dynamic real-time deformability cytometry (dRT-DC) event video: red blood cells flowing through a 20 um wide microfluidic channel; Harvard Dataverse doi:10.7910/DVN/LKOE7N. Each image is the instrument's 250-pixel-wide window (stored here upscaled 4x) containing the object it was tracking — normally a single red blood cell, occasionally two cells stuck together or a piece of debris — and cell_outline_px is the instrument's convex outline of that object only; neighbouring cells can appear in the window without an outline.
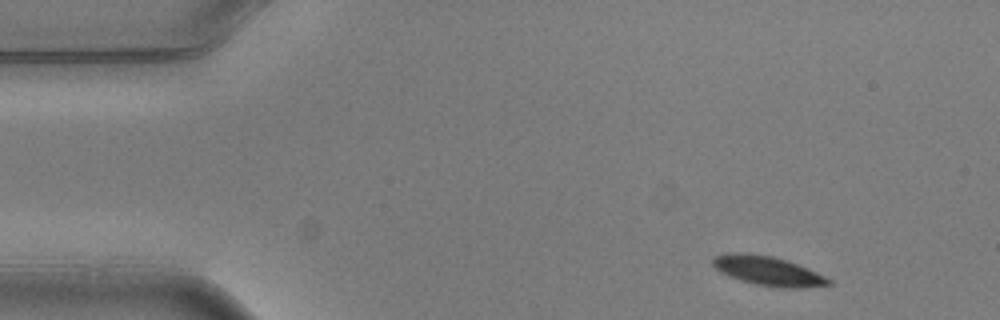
{"species": "common noctule bat (a hibernating species)", "species_latin": "Nyctalus noctula", "temperature_condition": "warm", "stored_images_in_passage": 3, "camera_frame_rate_fps": 3000, "um_per_image_px": 0.085, "animal": {"sex": "male", "body_mass_g": 20.5, "forearm_length_mm": 52.5}, "frame": {"image": 1, "passage_image": 1, "time_ms": 0.0, "image_size_px": [1000, 320], "cell_outline_px": [[832, 284], [800, 288], [780, 288], [756, 284], [728, 276], [720, 272], [712, 264], [712, 256], [728, 252], [740, 252], [772, 256], [808, 268], [832, 280]], "centroid_in_image_um": [65.23, 23.02], "position_along_channel_um": 19.8, "area_um2": 19.71}}
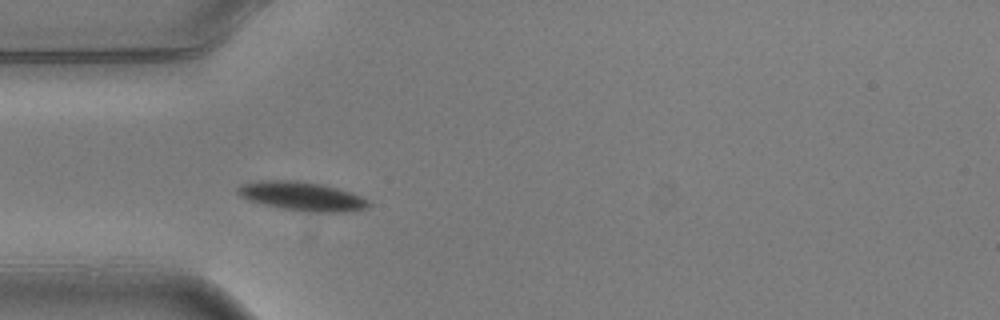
{"frame": {"image": 2, "passage_image": 3, "time_ms": 0.667, "image_size_px": [1000, 320], "cell_outline_px": [[372, 204], [368, 208], [344, 212], [300, 212], [280, 208], [248, 200], [240, 196], [236, 192], [236, 188], [240, 184], [260, 180], [296, 180], [320, 184], [336, 188], [360, 196], [368, 200]], "centroid_in_image_um": [25.63, 16.69], "position_along_channel_um": 59.4, "area_um2": 22.2}}